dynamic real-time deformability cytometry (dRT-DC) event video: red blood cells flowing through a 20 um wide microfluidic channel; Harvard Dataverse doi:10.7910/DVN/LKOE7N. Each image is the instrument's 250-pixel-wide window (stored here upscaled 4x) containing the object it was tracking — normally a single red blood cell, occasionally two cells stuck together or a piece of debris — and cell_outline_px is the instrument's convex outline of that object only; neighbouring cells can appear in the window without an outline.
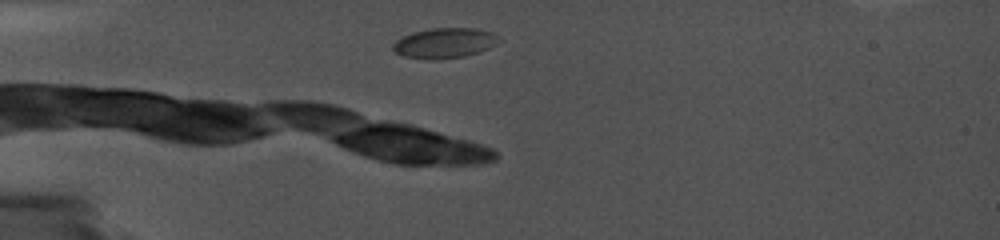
{"species": "common noctule bat (a hibernating species)", "species_latin": "Nyctalus noctula", "temperature_condition": "cold", "stored_images_in_passage": 17, "camera_frame_rate_fps": 5000, "um_per_image_px": 0.085, "animal": {"sex": "female", "body_mass_g": 19.0, "forearm_length_mm": 56.7}, "frame": {"image": 1, "passage_image": 3, "time_ms": 1.0, "image_size_px": [1000, 240], "cell_outline_px": [[500, 40], [496, 44], [488, 48], [464, 56], [436, 60], [428, 60], [404, 56], [396, 52], [392, 48], [392, 44], [396, 40], [412, 32], [428, 28], [476, 28], [496, 32], [500, 36]], "centroid_in_image_um": [37.81, 3.64], "position_along_channel_um": 47.2, "area_um2": 18.84}}